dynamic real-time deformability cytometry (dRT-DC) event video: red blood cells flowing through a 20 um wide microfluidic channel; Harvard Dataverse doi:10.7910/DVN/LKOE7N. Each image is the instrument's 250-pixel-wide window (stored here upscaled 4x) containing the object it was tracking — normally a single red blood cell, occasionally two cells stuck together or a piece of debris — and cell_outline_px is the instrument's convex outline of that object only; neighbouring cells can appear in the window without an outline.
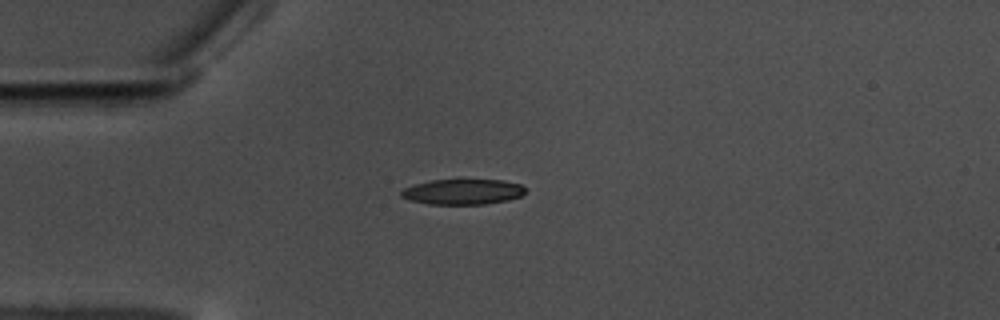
{"species": "common noctule bat (a hibernating species)", "species_latin": "Nyctalus noctula", "temperature_condition": "warm", "stored_images_in_passage": 44, "camera_frame_rate_fps": 3000, "um_per_image_px": 0.085, "animal": {"sex": "male", "body_mass_g": 17.5, "forearm_length_mm": 52.3}, "frame": {"image": 1, "passage_image": 1, "time_ms": 0.0, "image_size_px": [1000, 320], "cell_outline_px": [[524, 192], [520, 196], [508, 200], [484, 204], [428, 204], [408, 200], [400, 196], [400, 192], [404, 188], [416, 184], [432, 180], [504, 180], [520, 184], [524, 188]], "centroid_in_image_um": [39.31, 16.3], "position_along_channel_um": 45.7, "area_um2": 18.26}}
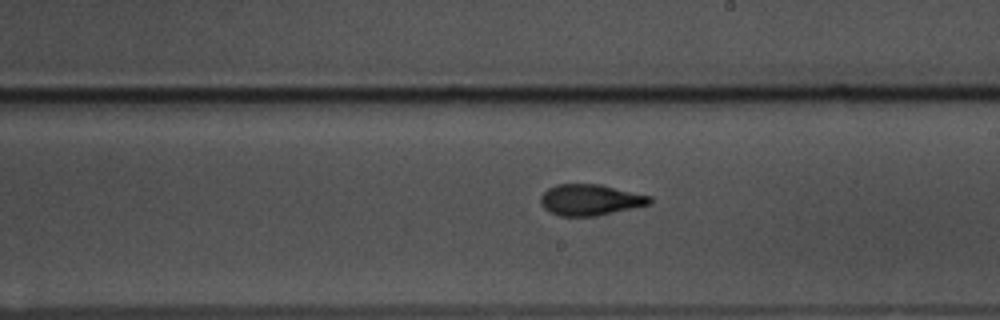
{"frame": {"image": 2, "passage_image": 19, "time_ms": 6.0, "image_size_px": [1000, 320], "cell_outline_px": [[652, 204], [596, 216], [560, 216], [544, 208], [540, 204], [540, 196], [548, 188], [556, 184], [600, 184], [652, 196]], "centroid_in_image_um": [50.19, 16.98], "position_along_channel_um": 238.8, "area_um2": 19.88}}
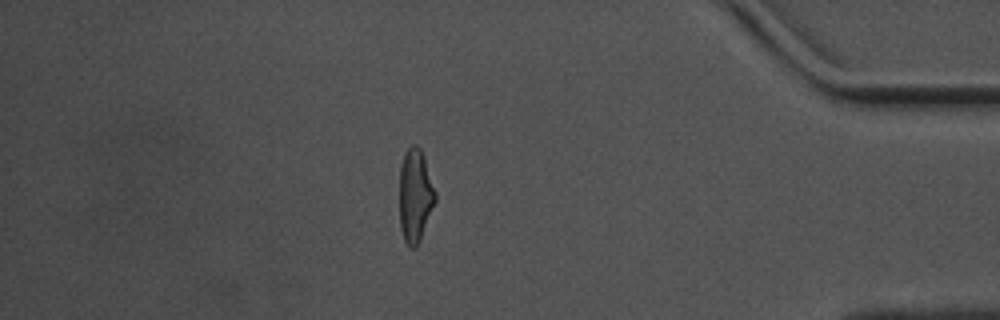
{"frame": {"image": 3, "passage_image": 36, "time_ms": 11.667, "image_size_px": [1000, 320], "cell_outline_px": [[436, 200], [420, 240], [416, 248], [412, 248], [404, 240], [400, 228], [400, 168], [404, 152], [412, 144], [416, 144], [420, 148], [424, 156], [436, 192]], "centroid_in_image_um": [35.29, 16.6], "position_along_channel_um": 399.9, "area_um2": 19.48}, "authors_computed_cell_mechanics": {"area_um2": 19.5075, "velocity_mm_per_s": 3.519, "shape_relaxation_time_tau1_ms": 4.421, "shape_relaxation_time_tau2_ms": 2.0505, "deformation_change_tau1": 0.1696, "deformation_change_tau2": 0.1014}}